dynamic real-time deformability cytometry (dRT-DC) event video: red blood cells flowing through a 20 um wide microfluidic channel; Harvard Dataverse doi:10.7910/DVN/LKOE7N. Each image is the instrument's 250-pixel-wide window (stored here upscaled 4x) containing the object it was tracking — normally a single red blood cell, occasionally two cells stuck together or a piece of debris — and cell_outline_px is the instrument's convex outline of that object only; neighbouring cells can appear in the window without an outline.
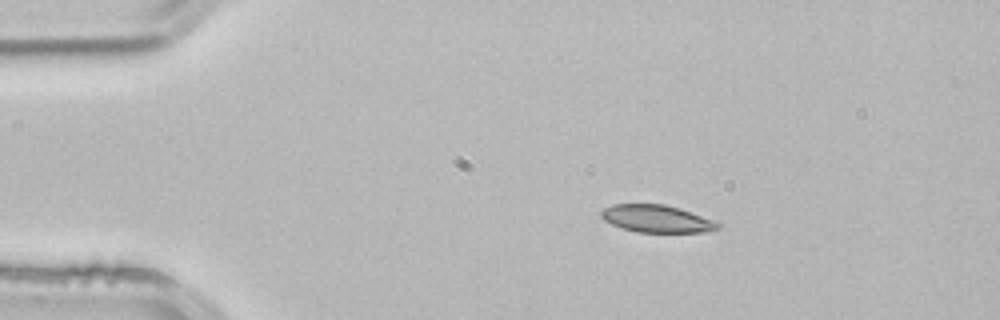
{"species": "common noctule bat (a hibernating species)", "species_latin": "Nyctalus noctula", "temperature_condition": "room temperature", "stored_images_in_passage": 2, "camera_frame_rate_fps": 3000, "um_per_image_px": 0.085, "animal": {"sex": "male", "body_mass_g": 21.5, "forearm_length_mm": 52.0}, "frame": {"image": 1, "passage_image": 1, "time_ms": 0.0, "image_size_px": [1000, 320], "cell_outline_px": [[720, 228], [708, 232], [636, 232], [612, 224], [604, 220], [600, 216], [600, 212], [604, 208], [612, 204], [664, 204], [680, 208], [712, 220], [720, 224]], "centroid_in_image_um": [55.8, 18.59], "position_along_channel_um": 29.2, "area_um2": 18.55}}